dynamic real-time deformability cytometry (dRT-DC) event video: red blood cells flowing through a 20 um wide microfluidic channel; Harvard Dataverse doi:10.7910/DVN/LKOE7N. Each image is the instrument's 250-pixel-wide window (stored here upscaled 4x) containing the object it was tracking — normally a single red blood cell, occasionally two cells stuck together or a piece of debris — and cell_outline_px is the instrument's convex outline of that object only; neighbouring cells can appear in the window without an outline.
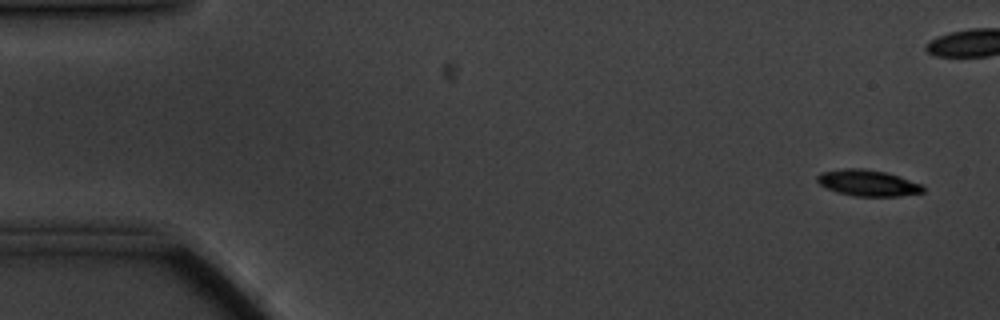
{"species": "common noctule bat (a hibernating species)", "species_latin": "Nyctalus noctula", "temperature_condition": "cold", "stored_images_in_passage": 59, "camera_frame_rate_fps": 3000, "um_per_image_px": 0.085, "animal": {"sex": "male", "body_mass_g": 20.1, "forearm_length_mm": 53.5}, "frame": {"image": 1, "passage_image": 3, "time_ms": 0.667, "image_size_px": [1000, 320], "cell_outline_px": [[924, 192], [900, 196], [856, 196], [836, 192], [820, 184], [816, 180], [816, 176], [820, 172], [844, 168], [864, 168], [884, 172], [900, 176], [920, 184], [924, 188]], "centroid_in_image_um": [73.74, 15.54], "position_along_channel_um": 11.3, "area_um2": 16.13}}
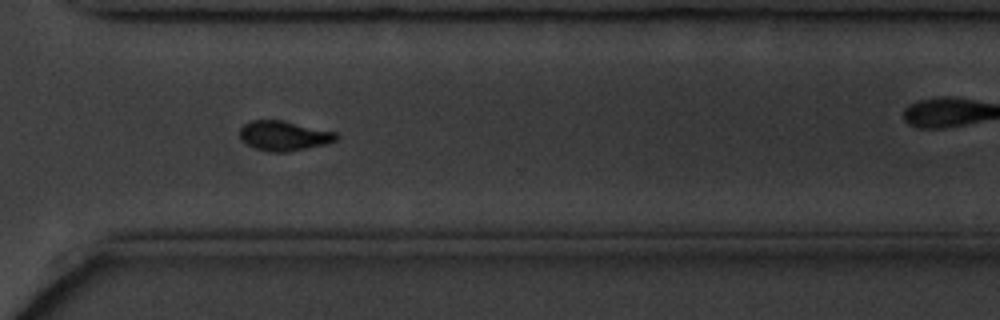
{"frame": {"image": 2, "passage_image": 42, "time_ms": 13.667, "image_size_px": [1000, 320], "cell_outline_px": [[340, 136], [336, 140], [324, 144], [284, 152], [276, 152], [256, 148], [248, 144], [240, 136], [240, 128], [244, 124], [252, 120], [280, 120], [336, 132]], "centroid_in_image_um": [24.14, 11.52], "position_along_channel_um": 346.5, "area_um2": 16.24}}
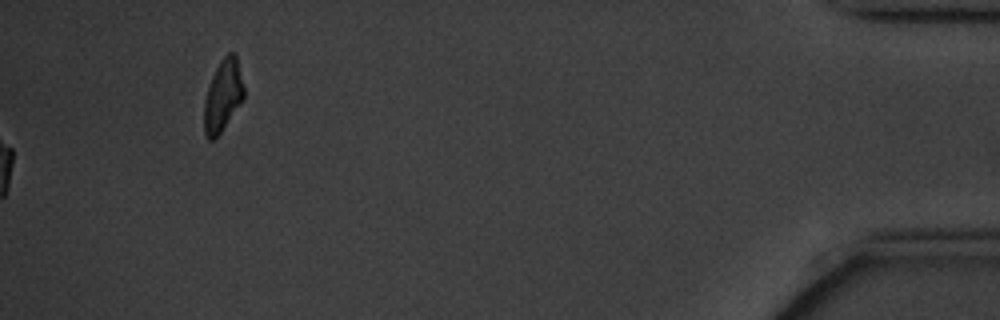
{"frame": {"image": 3, "passage_image": 59, "time_ms": 19.333, "image_size_px": [1000, 320], "cell_outline_px": [[244, 100], [220, 132], [212, 140], [208, 140], [204, 136], [204, 100], [212, 76], [220, 60], [228, 52], [236, 52], [244, 88]], "centroid_in_image_um": [18.95, 8.11], "position_along_channel_um": 416.2, "area_um2": 16.7}, "authors_computed_cell_mechanics": {"area_um2": 16.2418, "velocity_mm_per_s": 3.4643, "shape_relaxation_time_tau1_ms": 3.1514, "shape_relaxation_time_tau2_ms": null, "deformation_change_tau1": 0.1203, "deformation_change_tau2": null}}